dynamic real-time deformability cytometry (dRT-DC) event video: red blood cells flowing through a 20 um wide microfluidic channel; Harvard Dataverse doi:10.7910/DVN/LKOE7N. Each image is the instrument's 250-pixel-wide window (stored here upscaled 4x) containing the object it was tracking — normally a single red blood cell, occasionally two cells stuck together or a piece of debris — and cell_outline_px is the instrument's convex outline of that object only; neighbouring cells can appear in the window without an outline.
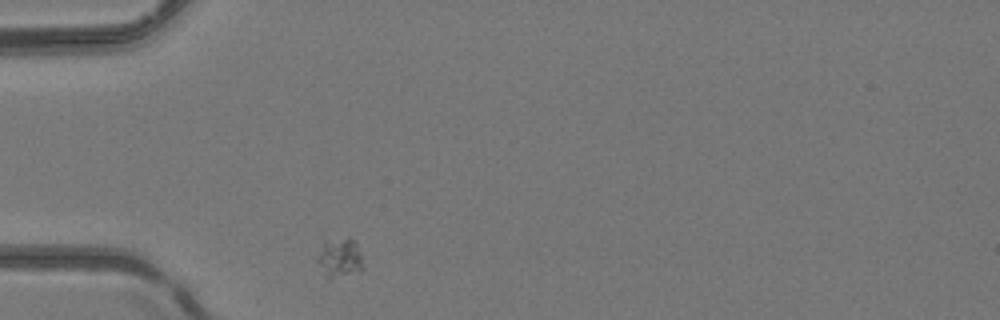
{"species": "common noctule bat (a hibernating species)", "species_latin": "Nyctalus noctula", "temperature_condition": "room temperature", "stored_images_in_passage": 29, "camera_frame_rate_fps": 3000, "um_per_image_px": 0.085, "animal": {"sex": "female", "body_mass_g": 24.6, "forearm_length_mm": 56.2}, "frame": {"image": 1, "passage_image": 1, "time_ms": 0.0, "image_size_px": [1000, 320], "cell_outline_px": [[360, 272], [328, 280], [316, 260], [324, 240], [348, 236], [352, 236], [360, 252]], "centroid_in_image_um": [28.84, 21.89], "position_along_channel_um": 56.2, "area_um2": 10.58}}
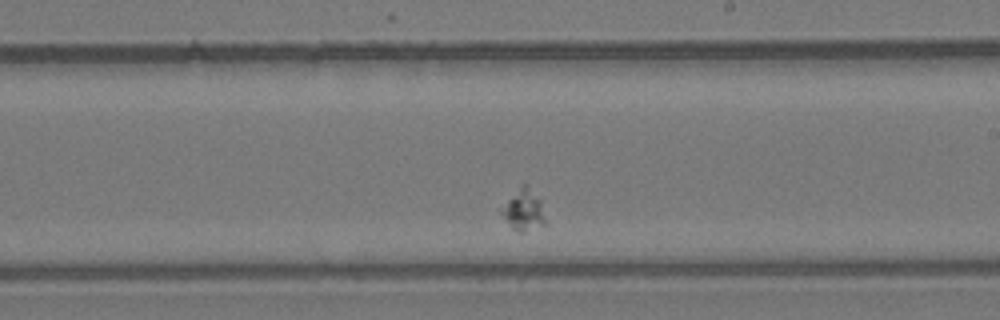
{"frame": {"image": 2, "passage_image": 17, "time_ms": 5.333, "image_size_px": [1000, 320], "cell_outline_px": [[548, 224], [520, 232], [516, 232], [512, 228], [500, 212], [500, 208], [520, 184], [524, 184], [540, 200]], "centroid_in_image_um": [44.51, 17.87], "position_along_channel_um": 244.5, "area_um2": 10.46}}
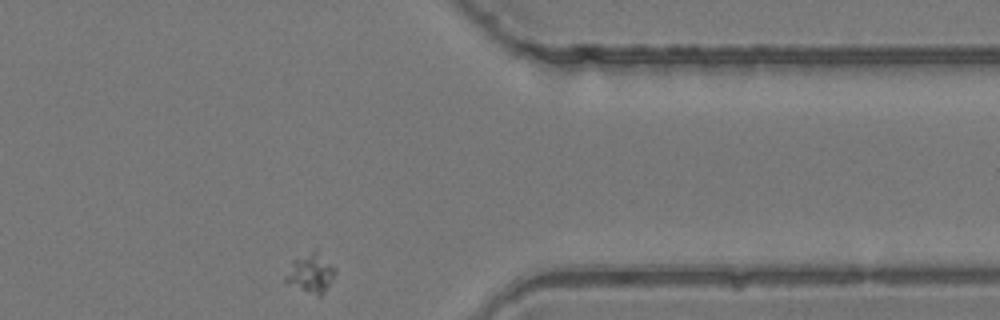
{"frame": {"image": 3, "passage_image": 29, "time_ms": 9.333, "image_size_px": [1000, 320], "cell_outline_px": [[336, 272], [332, 280], [324, 292], [320, 296], [316, 296], [284, 280], [284, 276], [292, 260], [316, 248], [336, 268]], "centroid_in_image_um": [26.43, 23.17], "position_along_channel_um": 385.0, "area_um2": 11.33}}